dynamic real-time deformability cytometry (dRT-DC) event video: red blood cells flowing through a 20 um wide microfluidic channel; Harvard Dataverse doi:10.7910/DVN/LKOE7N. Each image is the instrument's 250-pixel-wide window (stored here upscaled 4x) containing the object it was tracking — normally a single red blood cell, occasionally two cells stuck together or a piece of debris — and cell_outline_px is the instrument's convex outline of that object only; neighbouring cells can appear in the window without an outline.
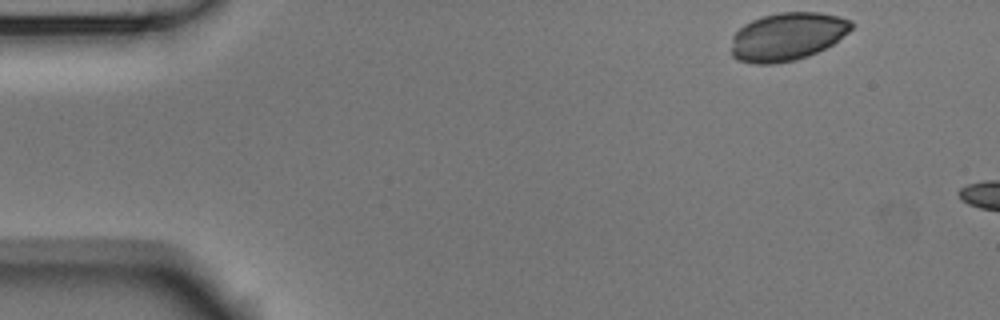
{"species": "Egyptian fruit bat (a non-hibernating species)", "species_latin": "Rousettus aegyptiacus", "temperature_condition": "room temperature", "stored_images_in_passage": 3, "camera_frame_rate_fps": 3000, "um_per_image_px": 0.085, "animal": {"sex": "male"}, "frame": {"image": 1, "passage_image": 1, "time_ms": 0.0, "image_size_px": [1000, 320], "cell_outline_px": [[856, 24], [848, 32], [832, 44], [808, 56], [796, 60], [776, 64], [756, 64], [736, 60], [732, 56], [732, 36], [744, 24], [752, 20], [764, 16], [780, 12], [820, 12], [840, 16], [852, 20]], "centroid_in_image_um": [66.93, 3.11], "position_along_channel_um": 18.1, "area_um2": 33.81}}